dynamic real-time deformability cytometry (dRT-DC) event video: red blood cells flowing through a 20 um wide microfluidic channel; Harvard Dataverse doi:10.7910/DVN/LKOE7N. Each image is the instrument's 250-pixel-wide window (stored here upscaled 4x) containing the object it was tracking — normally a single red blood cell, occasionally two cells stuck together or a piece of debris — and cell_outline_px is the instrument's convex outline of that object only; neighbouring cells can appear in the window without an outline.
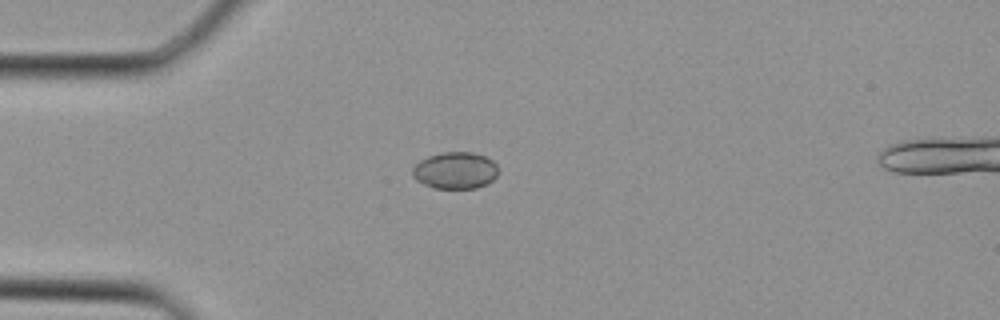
{"species": "Egyptian fruit bat (a non-hibernating species)", "species_latin": "Rousettus aegyptiacus", "temperature_condition": "cold", "stored_images_in_passage": 2, "camera_frame_rate_fps": 3000, "um_per_image_px": 0.085, "animal": {"sex": "female"}, "frame": {"image": 1, "passage_image": 1, "time_ms": 0.0, "image_size_px": [1000, 320], "cell_outline_px": [[500, 172], [488, 184], [476, 188], [432, 188], [416, 180], [412, 176], [412, 168], [420, 160], [428, 156], [440, 152], [472, 152], [484, 156], [492, 160], [496, 164]], "centroid_in_image_um": [38.7, 14.49], "position_along_channel_um": 46.3, "area_um2": 18.61}}